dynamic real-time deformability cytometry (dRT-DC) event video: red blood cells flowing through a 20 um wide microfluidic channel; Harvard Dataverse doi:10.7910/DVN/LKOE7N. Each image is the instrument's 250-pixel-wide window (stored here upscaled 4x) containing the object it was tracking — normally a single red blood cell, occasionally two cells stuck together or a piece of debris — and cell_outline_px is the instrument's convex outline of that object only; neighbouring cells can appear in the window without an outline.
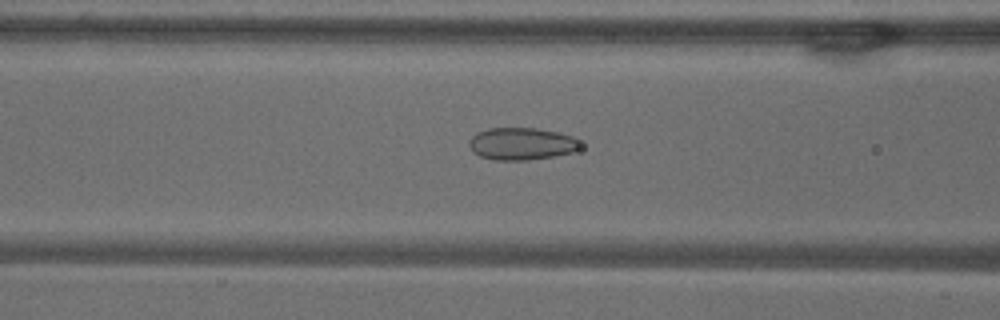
{"species": "common noctule bat (a hibernating species)", "species_latin": "Nyctalus noctula", "temperature_condition": "warm", "stored_images_in_passage": 10, "camera_frame_rate_fps": 3000, "um_per_image_px": 0.085, "animal": {"sex": "male", "body_mass_g": 18.8}, "frame": {"image": 1, "passage_image": 8, "time_ms": 2.333, "image_size_px": [1000, 320], "cell_outline_px": [[580, 148], [572, 152], [556, 156], [528, 160], [492, 160], [480, 156], [472, 152], [468, 144], [468, 140], [476, 132], [488, 128], [536, 128], [556, 132], [572, 136], [580, 144]], "centroid_in_image_um": [44.28, 12.23], "position_along_channel_um": 122.3, "area_um2": 21.04}}